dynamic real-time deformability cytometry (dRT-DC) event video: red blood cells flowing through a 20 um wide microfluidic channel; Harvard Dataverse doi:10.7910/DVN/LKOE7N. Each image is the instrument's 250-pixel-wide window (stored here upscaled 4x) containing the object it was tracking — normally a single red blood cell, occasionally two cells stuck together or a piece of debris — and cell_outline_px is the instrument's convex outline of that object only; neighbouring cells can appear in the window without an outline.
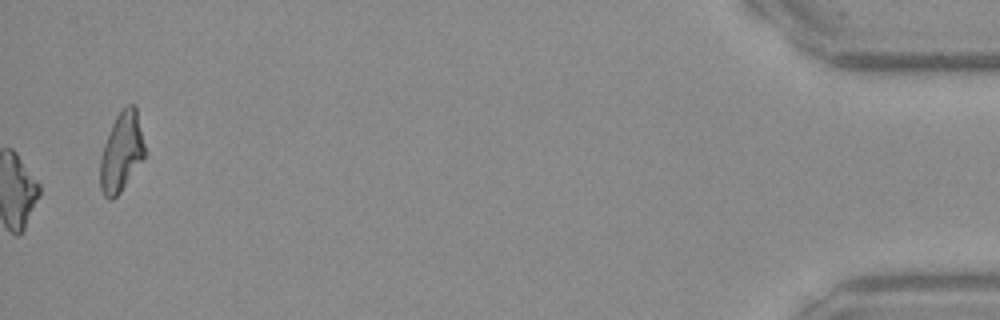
{"species": "Egyptian fruit bat (a non-hibernating species)", "species_latin": "Rousettus aegyptiacus", "temperature_condition": "warm", "stored_images_in_passage": 41, "camera_frame_rate_fps": 3000, "um_per_image_px": 0.085, "frame": {"image": 1, "passage_image": 41, "time_ms": 13.333, "image_size_px": [1000, 320], "cell_outline_px": [[144, 160], [120, 192], [112, 200], [108, 200], [104, 196], [100, 188], [100, 160], [104, 144], [112, 124], [116, 116], [128, 104], [136, 104], [144, 144]], "centroid_in_image_um": [10.33, 12.94], "position_along_channel_um": 424.9, "area_um2": 20.58}}